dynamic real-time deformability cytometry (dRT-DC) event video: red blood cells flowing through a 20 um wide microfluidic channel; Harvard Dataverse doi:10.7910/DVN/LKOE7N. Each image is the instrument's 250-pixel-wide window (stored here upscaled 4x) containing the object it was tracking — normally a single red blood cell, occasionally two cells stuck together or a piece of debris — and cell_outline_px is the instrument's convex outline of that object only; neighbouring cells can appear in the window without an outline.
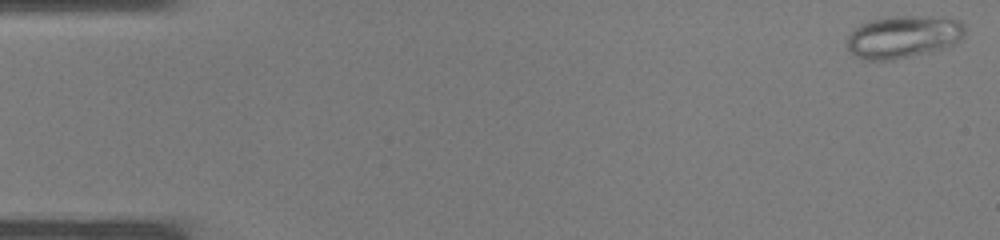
{"species": "common noctule bat (a hibernating species)", "species_latin": "Nyctalus noctula", "temperature_condition": "warm", "stored_images_in_passage": 7, "camera_frame_rate_fps": 3000, "um_per_image_px": 0.085, "animal": {"sex": "male", "body_mass_g": 19.0, "forearm_length_mm": 50.8}, "frame": {"image": 1, "passage_image": 1, "time_ms": 0.0, "image_size_px": [1000, 240], "cell_outline_px": [[964, 36], [956, 44], [948, 48], [892, 60], [864, 60], [856, 56], [848, 48], [848, 36], [860, 24], [880, 16], [944, 16], [960, 20], [964, 24]], "centroid_in_image_um": [76.84, 3.11], "position_along_channel_um": 8.2, "area_um2": 29.71}}